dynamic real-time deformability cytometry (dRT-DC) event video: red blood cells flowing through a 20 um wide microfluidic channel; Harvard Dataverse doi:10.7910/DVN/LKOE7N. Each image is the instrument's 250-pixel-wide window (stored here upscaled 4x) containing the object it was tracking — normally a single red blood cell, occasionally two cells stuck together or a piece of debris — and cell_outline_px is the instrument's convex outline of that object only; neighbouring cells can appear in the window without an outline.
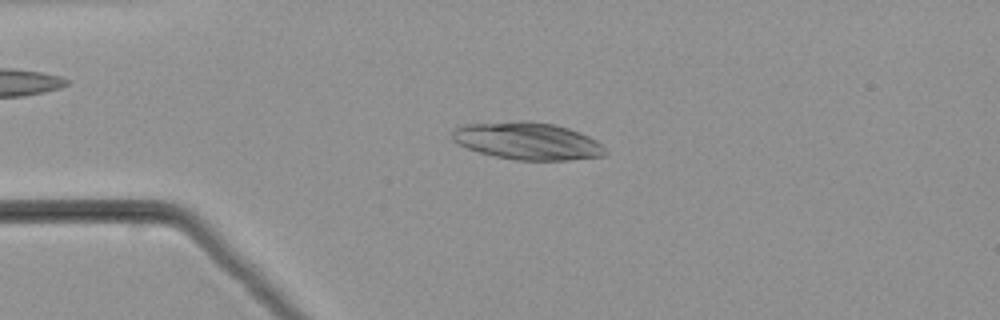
{"species": "common noctule bat (a hibernating species)", "species_latin": "Nyctalus noctula", "temperature_condition": "warm", "stored_images_in_passage": 51, "camera_frame_rate_fps": 3000, "um_per_image_px": 0.085, "animal": {"sex": "male", "body_mass_g": 21.5, "forearm_length_mm": 52.0}, "frame": {"image": 1, "passage_image": 13, "time_ms": 4.0, "image_size_px": [1000, 320], "cell_outline_px": [[608, 152], [604, 156], [568, 160], [516, 160], [496, 156], [480, 152], [456, 144], [452, 140], [452, 132], [456, 128], [464, 124], [516, 120], [528, 120], [556, 124], [580, 132], [596, 140]], "centroid_in_image_um": [44.83, 11.97], "position_along_channel_um": 40.2, "area_um2": 33.52}}